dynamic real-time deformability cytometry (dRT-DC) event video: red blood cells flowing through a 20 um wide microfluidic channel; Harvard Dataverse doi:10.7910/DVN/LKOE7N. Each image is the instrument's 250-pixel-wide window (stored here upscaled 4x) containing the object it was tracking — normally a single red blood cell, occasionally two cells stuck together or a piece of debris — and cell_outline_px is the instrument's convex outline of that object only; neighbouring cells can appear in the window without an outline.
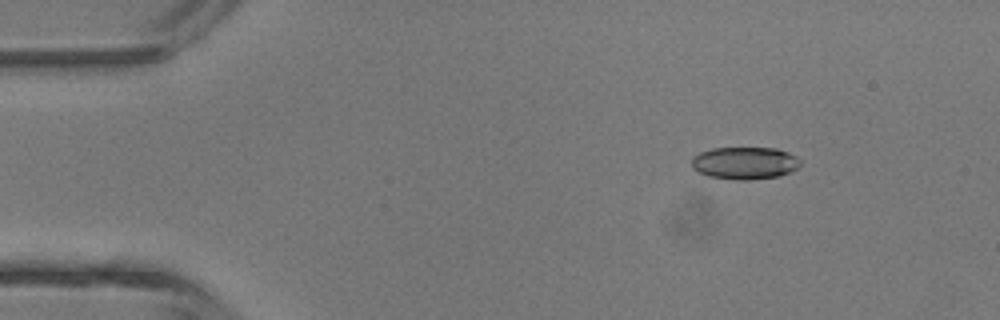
{"species": "common noctule bat (a hibernating species)", "species_latin": "Nyctalus noctula", "temperature_condition": "room temperature", "stored_images_in_passage": 3, "camera_frame_rate_fps": 3000, "um_per_image_px": 0.085, "animal": {"sex": "male", "body_mass_g": 13.3}, "frame": {"image": 1, "passage_image": 1, "time_ms": 0.0, "image_size_px": [1000, 320], "cell_outline_px": [[800, 164], [796, 168], [788, 172], [776, 176], [748, 180], [736, 180], [708, 176], [692, 168], [692, 156], [700, 152], [712, 148], [776, 148], [788, 152], [796, 156], [800, 160]], "centroid_in_image_um": [63.27, 13.85], "position_along_channel_um": 21.7, "area_um2": 20.4}}